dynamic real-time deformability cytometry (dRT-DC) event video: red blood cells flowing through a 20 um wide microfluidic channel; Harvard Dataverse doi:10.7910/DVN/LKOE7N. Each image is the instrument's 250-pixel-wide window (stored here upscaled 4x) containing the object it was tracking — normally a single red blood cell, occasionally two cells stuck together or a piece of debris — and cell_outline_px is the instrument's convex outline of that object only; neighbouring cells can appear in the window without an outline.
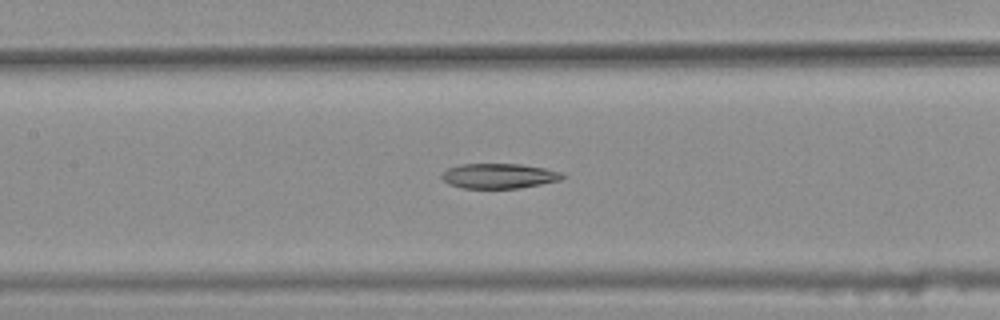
{"species": "common noctule bat (a hibernating species)", "species_latin": "Nyctalus noctula", "temperature_condition": "warm", "stored_images_in_passage": 41, "segment_of_instrument_passage": [2, 2], "camera_frame_rate_fps": 3000, "um_per_image_px": 0.085, "animal": {"sex": "female", "body_mass_g": 25.1}, "frame": {"image": 1, "passage_image": 20, "time_ms": 6.333, "image_size_px": [1000, 320], "cell_outline_px": [[568, 176], [560, 180], [520, 188], [464, 188], [448, 184], [440, 176], [448, 168], [460, 164], [520, 164], [544, 168], [564, 172]], "centroid_in_image_um": [42.45, 14.95], "position_along_channel_um": 164.9, "area_um2": 17.63}}
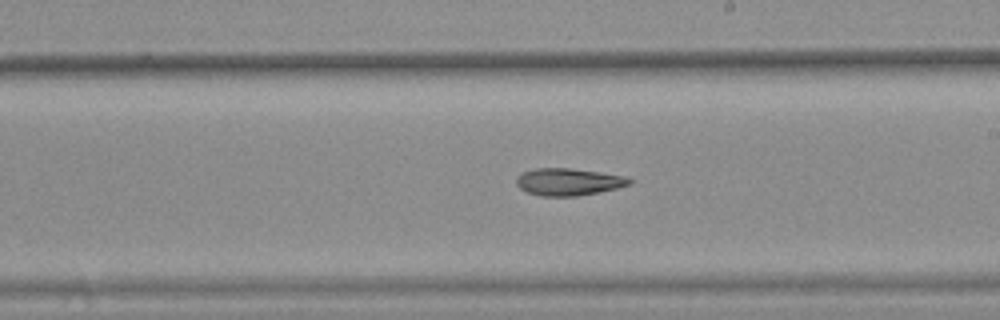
{"frame": {"image": 2, "passage_image": 26, "time_ms": 8.333, "image_size_px": [1000, 320], "cell_outline_px": [[636, 180], [632, 184], [616, 188], [576, 196], [540, 196], [528, 192], [520, 188], [516, 184], [516, 176], [520, 172], [536, 168], [568, 168], [600, 172], [624, 176]], "centroid_in_image_um": [48.31, 15.45], "position_along_channel_um": 240.7, "area_um2": 17.98}}
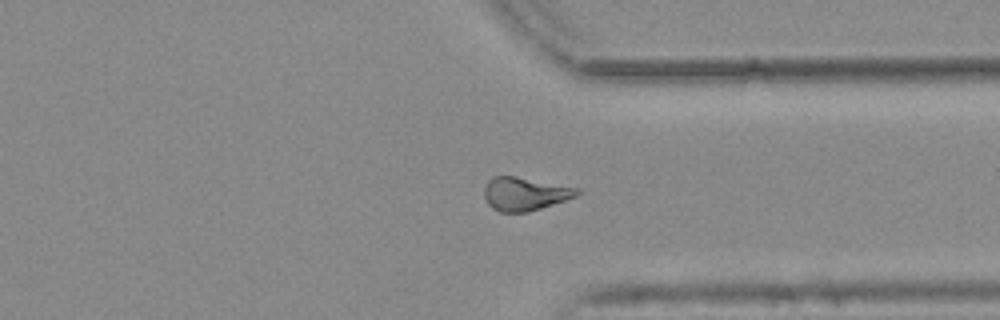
{"frame": {"image": 3, "passage_image": 36, "time_ms": 11.667, "image_size_px": [1000, 320], "cell_outline_px": [[580, 192], [576, 196], [528, 212], [500, 212], [492, 208], [488, 204], [484, 196], [484, 188], [488, 180], [492, 176], [516, 176], [580, 188]], "centroid_in_image_um": [44.58, 16.46], "position_along_channel_um": 366.8, "area_um2": 17.98}}